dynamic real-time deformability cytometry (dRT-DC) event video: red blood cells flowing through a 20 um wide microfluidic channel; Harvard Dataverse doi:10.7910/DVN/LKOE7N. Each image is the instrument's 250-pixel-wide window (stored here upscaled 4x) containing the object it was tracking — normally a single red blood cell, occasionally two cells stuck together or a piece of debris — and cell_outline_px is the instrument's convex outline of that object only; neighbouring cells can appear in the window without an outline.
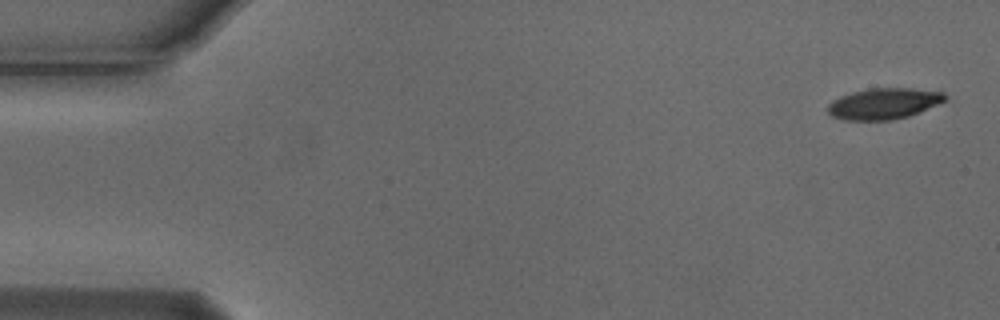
{"species": "Egyptian fruit bat (a non-hibernating species)", "species_latin": "Rousettus aegyptiacus", "temperature_condition": "cold", "stored_images_in_passage": 5, "camera_frame_rate_fps": 3000, "um_per_image_px": 0.085, "animal": {"sex": "male"}, "frame": {"image": 1, "passage_image": 1, "time_ms": 0.0, "image_size_px": [1000, 320], "cell_outline_px": [[948, 96], [944, 100], [936, 104], [908, 116], [888, 120], [844, 120], [832, 116], [828, 112], [828, 104], [832, 100], [840, 96], [852, 92], [868, 88], [912, 88], [944, 92]], "centroid_in_image_um": [75.08, 8.79], "position_along_channel_um": 9.9, "area_um2": 21.04}}
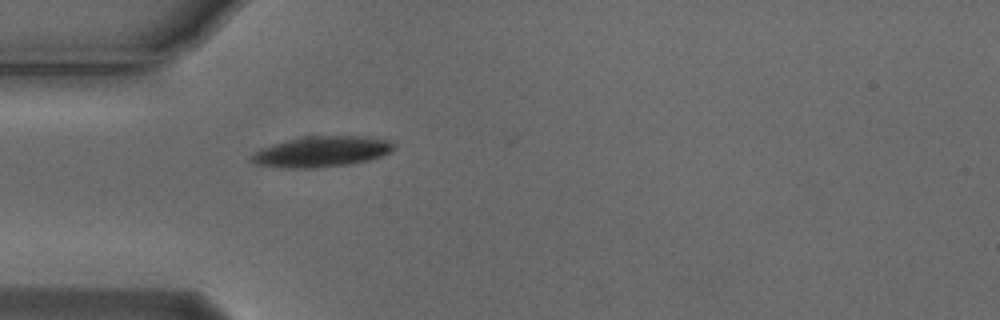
{"frame": {"image": 2, "passage_image": 5, "time_ms": 1.333, "image_size_px": [1000, 320], "cell_outline_px": [[396, 148], [380, 156], [368, 160], [352, 164], [316, 168], [288, 168], [256, 164], [248, 160], [248, 156], [252, 152], [260, 148], [272, 144], [304, 136], [364, 136], [388, 140], [396, 144]], "centroid_in_image_um": [27.29, 12.89], "position_along_channel_um": 57.7, "area_um2": 25.66}}